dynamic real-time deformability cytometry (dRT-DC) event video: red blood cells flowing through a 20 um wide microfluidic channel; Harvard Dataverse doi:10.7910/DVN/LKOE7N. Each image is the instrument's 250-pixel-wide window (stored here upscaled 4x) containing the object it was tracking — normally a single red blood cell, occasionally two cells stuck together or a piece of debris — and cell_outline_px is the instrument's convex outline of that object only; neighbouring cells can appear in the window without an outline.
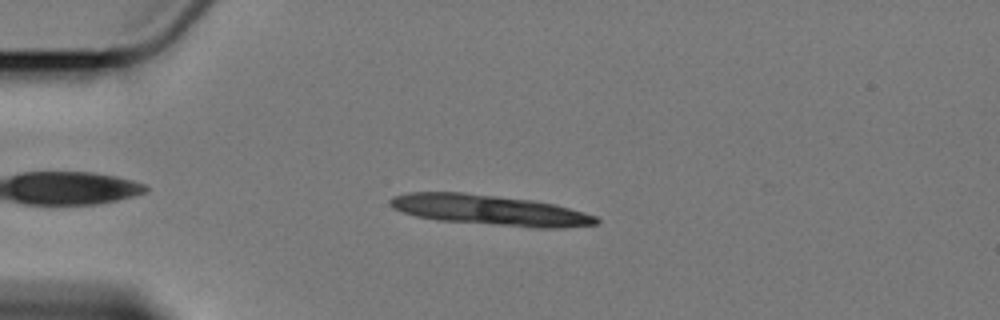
{"species": "Egyptian fruit bat (a non-hibernating species)", "species_latin": "Rousettus aegyptiacus", "temperature_condition": "cold", "stored_images_in_passage": 12, "camera_frame_rate_fps": 3000, "um_per_image_px": 0.085, "animal": {"sex": "female"}, "frame": {"image": 1, "passage_image": 7, "time_ms": 2.0, "image_size_px": [1000, 320], "cell_outline_px": [[600, 220], [596, 224], [560, 228], [536, 228], [436, 220], [416, 216], [392, 208], [388, 204], [388, 200], [392, 196], [408, 192], [464, 192], [532, 200], [556, 204], [584, 212], [596, 216]], "centroid_in_image_um": [41.61, 17.85], "position_along_channel_um": 43.4, "area_um2": 36.7}}